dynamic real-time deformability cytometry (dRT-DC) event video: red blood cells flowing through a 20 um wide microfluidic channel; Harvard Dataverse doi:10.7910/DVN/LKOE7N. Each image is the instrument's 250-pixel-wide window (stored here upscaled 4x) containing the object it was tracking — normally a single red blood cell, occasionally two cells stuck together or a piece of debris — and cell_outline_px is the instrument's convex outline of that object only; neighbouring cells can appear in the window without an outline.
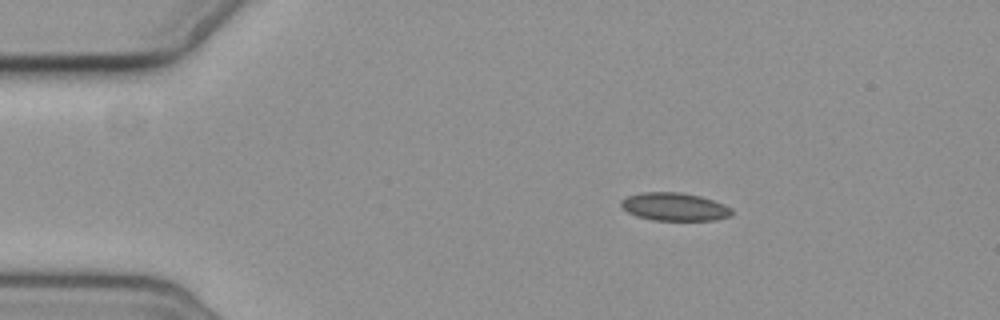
{"species": "common noctule bat (a hibernating species)", "species_latin": "Nyctalus noctula", "temperature_condition": "cold", "stored_images_in_passage": 4, "segment_of_instrument_passage": [1, 2], "camera_frame_rate_fps": 3000, "um_per_image_px": 0.085, "animal": {"sex": "female", "body_mass_g": 19.3, "forearm_length_mm": 54.1}, "frame": {"image": 1, "passage_image": 1, "time_ms": 0.0, "image_size_px": [1000, 320], "cell_outline_px": [[732, 216], [716, 220], [652, 220], [636, 216], [628, 212], [620, 204], [620, 200], [628, 196], [640, 192], [680, 192], [700, 196], [724, 204], [732, 208]], "centroid_in_image_um": [57.34, 17.57], "position_along_channel_um": 27.7, "area_um2": 18.15}}